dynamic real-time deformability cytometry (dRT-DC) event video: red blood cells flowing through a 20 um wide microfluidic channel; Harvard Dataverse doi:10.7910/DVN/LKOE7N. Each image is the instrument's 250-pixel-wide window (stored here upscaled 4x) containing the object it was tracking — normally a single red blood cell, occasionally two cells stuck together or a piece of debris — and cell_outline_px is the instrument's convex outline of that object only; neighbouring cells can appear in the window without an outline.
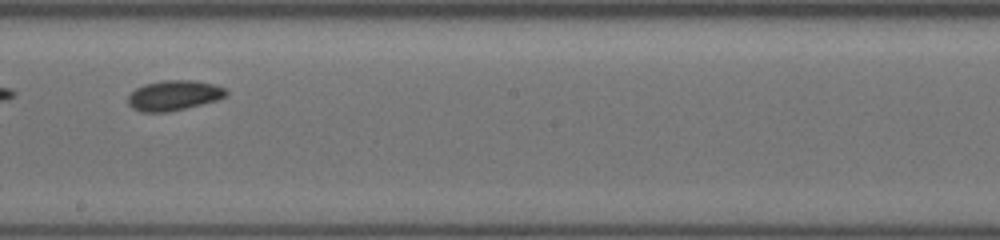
{"species": "common noctule bat (a hibernating species)", "species_latin": "Nyctalus noctula", "temperature_condition": "cold", "stored_images_in_passage": 18, "camera_frame_rate_fps": 3000, "um_per_image_px": 0.085, "animal": {"sex": "female", "body_mass_g": 19.5, "forearm_length_mm": 54.1}, "frame": {"image": 1, "passage_image": 8, "time_ms": 5.333, "image_size_px": [1000, 240], "cell_outline_px": [[228, 92], [224, 96], [216, 100], [168, 112], [144, 112], [132, 108], [128, 104], [128, 96], [136, 88], [144, 84], [164, 80], [196, 80], [216, 84], [228, 88]], "centroid_in_image_um": [14.79, 8.09], "position_along_channel_um": 233.4, "area_um2": 17.22}}